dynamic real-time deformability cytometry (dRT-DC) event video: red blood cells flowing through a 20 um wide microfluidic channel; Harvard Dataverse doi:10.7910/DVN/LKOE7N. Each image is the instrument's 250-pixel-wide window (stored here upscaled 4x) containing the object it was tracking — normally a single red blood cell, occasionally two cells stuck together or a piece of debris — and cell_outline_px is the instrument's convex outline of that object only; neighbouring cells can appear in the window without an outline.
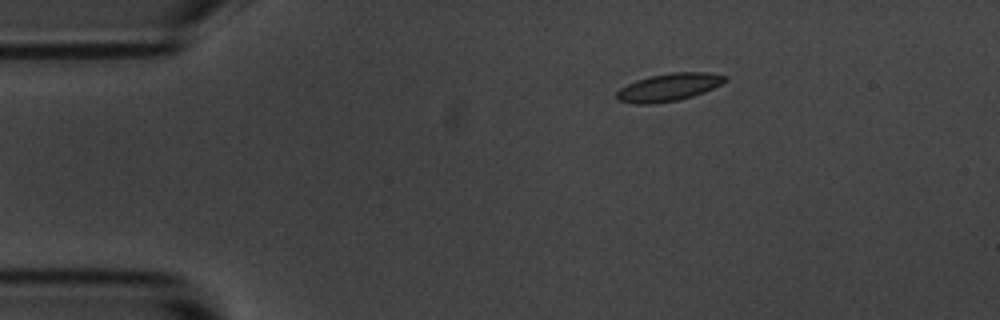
{"species": "common noctule bat (a hibernating species)", "species_latin": "Nyctalus noctula", "temperature_condition": "room temperature", "stored_images_in_passage": 47, "camera_frame_rate_fps": 3000, "um_per_image_px": 0.085, "animal": {"sex": "male", "body_mass_g": 20.1, "forearm_length_mm": 53.5}, "frame": {"image": 1, "passage_image": 1, "time_ms": 0.0, "image_size_px": [1000, 320], "cell_outline_px": [[728, 80], [704, 92], [680, 100], [652, 104], [636, 104], [616, 100], [616, 92], [620, 88], [636, 80], [652, 76], [672, 72], [708, 72], [728, 76]], "centroid_in_image_um": [56.84, 7.42], "position_along_channel_um": 28.2, "area_um2": 17.51}}
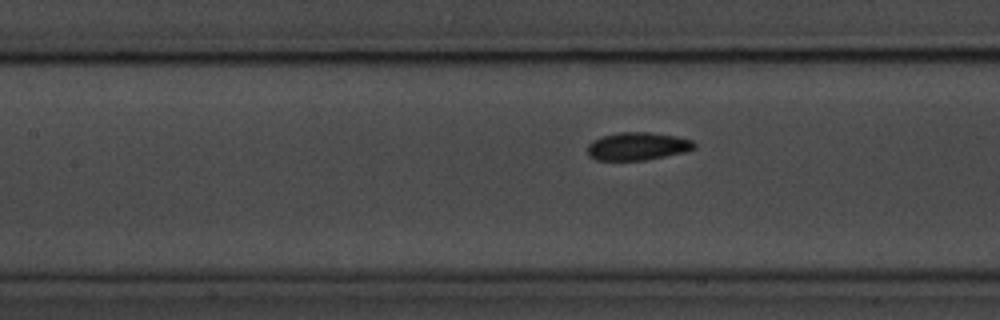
{"frame": {"image": 2, "passage_image": 16, "time_ms": 5.0, "image_size_px": [1000, 320], "cell_outline_px": [[696, 148], [684, 152], [644, 160], [596, 160], [588, 156], [588, 144], [592, 140], [604, 136], [620, 132], [648, 132], [676, 136], [692, 140], [696, 144]], "centroid_in_image_um": [54.19, 12.43], "position_along_channel_um": 153.2, "area_um2": 17.28}}
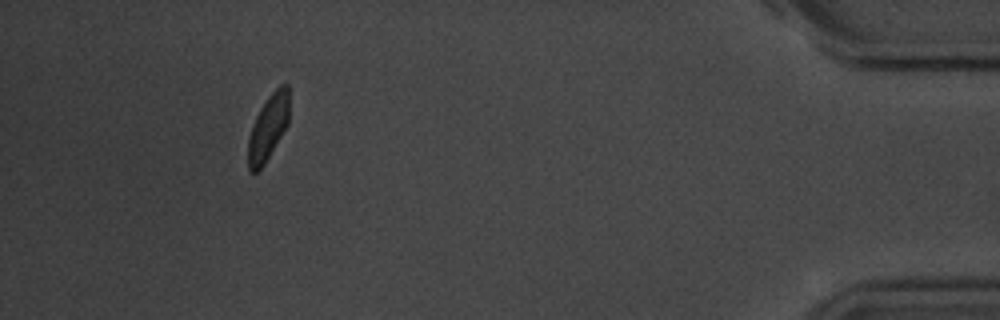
{"frame": {"image": 3, "passage_image": 43, "time_ms": 14.0, "image_size_px": [1000, 320], "cell_outline_px": [[288, 124], [264, 164], [256, 172], [248, 172], [248, 136], [256, 116], [260, 108], [268, 96], [280, 84], [288, 84]], "centroid_in_image_um": [22.78, 10.84], "position_along_channel_um": 412.4, "area_um2": 15.55}, "authors_computed_cell_mechanics": {"area_um2": 17.1666, "velocity_mm_per_s": 3.5782, "shape_relaxation_time_tau1_ms": 3.4884, "shape_relaxation_time_tau2_ms": 1.9505, "deformation_change_tau1": 0.1265, "deformation_change_tau2": 0.0661}}